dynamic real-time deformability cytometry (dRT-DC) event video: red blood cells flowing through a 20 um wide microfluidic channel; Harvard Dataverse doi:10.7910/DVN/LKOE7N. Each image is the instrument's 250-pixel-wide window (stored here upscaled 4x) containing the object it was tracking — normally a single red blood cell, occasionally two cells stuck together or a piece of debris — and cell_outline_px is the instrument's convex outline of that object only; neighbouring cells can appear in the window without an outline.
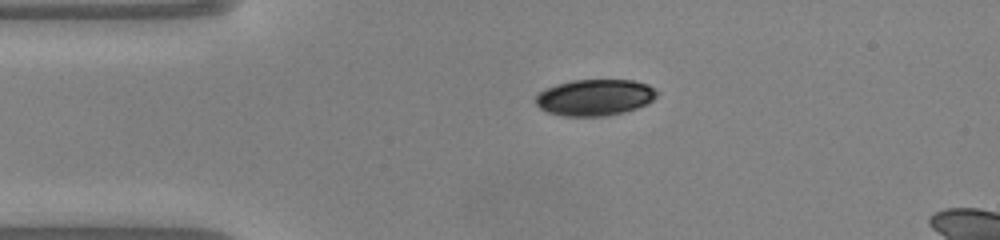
{"species": "common noctule bat (a hibernating species)", "species_latin": "Nyctalus noctula", "temperature_condition": "warm", "stored_images_in_passage": 39, "camera_frame_rate_fps": 3000, "um_per_image_px": 0.085, "animal": {"sex": "male", "body_mass_g": 20.0, "forearm_length_mm": 53.3}, "frame": {"image": 1, "passage_image": 1, "time_ms": 0.0, "image_size_px": [1000, 240], "cell_outline_px": [[656, 96], [652, 100], [636, 108], [624, 112], [604, 116], [564, 116], [548, 112], [540, 108], [536, 104], [536, 96], [540, 92], [556, 84], [572, 80], [632, 80], [648, 84], [656, 92]], "centroid_in_image_um": [50.54, 8.28], "position_along_channel_um": 34.5, "area_um2": 25.37}}
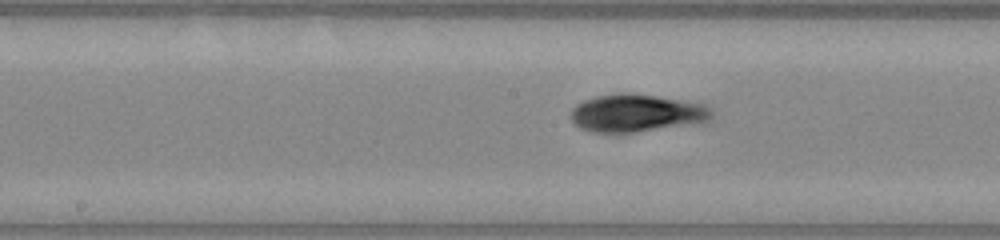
{"frame": {"image": 2, "passage_image": 15, "time_ms": 4.667, "image_size_px": [1000, 240], "cell_outline_px": [[712, 112], [708, 120], [636, 132], [592, 132], [580, 128], [572, 120], [572, 108], [576, 104], [584, 100], [596, 96], [616, 92], [628, 92], [656, 96], [704, 104]], "centroid_in_image_um": [54.01, 9.59], "position_along_channel_um": 194.2, "area_um2": 30.35}}
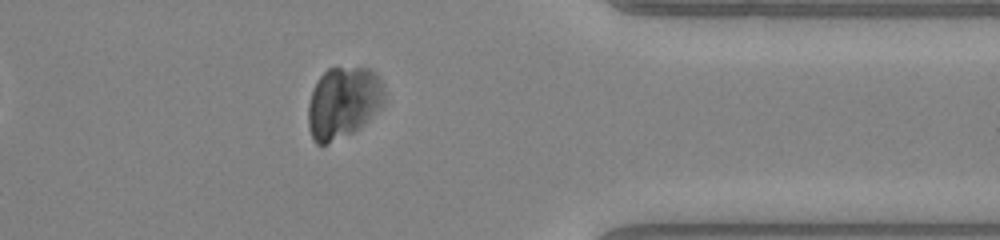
{"frame": {"image": 3, "passage_image": 30, "time_ms": 9.667, "image_size_px": [1000, 240], "cell_outline_px": [[384, 100], [360, 128], [352, 132], [324, 144], [316, 144], [308, 128], [308, 104], [312, 92], [320, 76], [328, 68], [372, 68], [376, 72], [384, 92]], "centroid_in_image_um": [29.14, 8.7], "position_along_channel_um": 382.3, "area_um2": 31.15}}